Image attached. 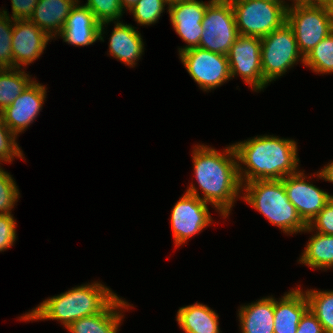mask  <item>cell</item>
Listing matches in <instances>:
<instances>
[{
	"label": "cell",
	"mask_w": 333,
	"mask_h": 333,
	"mask_svg": "<svg viewBox=\"0 0 333 333\" xmlns=\"http://www.w3.org/2000/svg\"><path fill=\"white\" fill-rule=\"evenodd\" d=\"M78 2V0H39L30 21L51 38L56 34L59 36L66 18Z\"/></svg>",
	"instance_id": "ac0fdd59"
},
{
	"label": "cell",
	"mask_w": 333,
	"mask_h": 333,
	"mask_svg": "<svg viewBox=\"0 0 333 333\" xmlns=\"http://www.w3.org/2000/svg\"><path fill=\"white\" fill-rule=\"evenodd\" d=\"M245 184H242L246 191L243 198L263 214L270 223L280 227L288 234L302 232L306 229L307 224L286 195L282 179L254 180Z\"/></svg>",
	"instance_id": "277c9868"
},
{
	"label": "cell",
	"mask_w": 333,
	"mask_h": 333,
	"mask_svg": "<svg viewBox=\"0 0 333 333\" xmlns=\"http://www.w3.org/2000/svg\"><path fill=\"white\" fill-rule=\"evenodd\" d=\"M242 333H274V298H262L240 307Z\"/></svg>",
	"instance_id": "44dd1931"
},
{
	"label": "cell",
	"mask_w": 333,
	"mask_h": 333,
	"mask_svg": "<svg viewBox=\"0 0 333 333\" xmlns=\"http://www.w3.org/2000/svg\"><path fill=\"white\" fill-rule=\"evenodd\" d=\"M299 262L324 270L333 267V235L317 232L310 238Z\"/></svg>",
	"instance_id": "603a6c76"
},
{
	"label": "cell",
	"mask_w": 333,
	"mask_h": 333,
	"mask_svg": "<svg viewBox=\"0 0 333 333\" xmlns=\"http://www.w3.org/2000/svg\"><path fill=\"white\" fill-rule=\"evenodd\" d=\"M195 147L192 156L194 174L204 195L199 198L211 203L226 218L243 188L235 148L232 144L222 154L208 146Z\"/></svg>",
	"instance_id": "6da1fadb"
},
{
	"label": "cell",
	"mask_w": 333,
	"mask_h": 333,
	"mask_svg": "<svg viewBox=\"0 0 333 333\" xmlns=\"http://www.w3.org/2000/svg\"><path fill=\"white\" fill-rule=\"evenodd\" d=\"M199 48L228 55L238 34L230 0H212L202 20Z\"/></svg>",
	"instance_id": "52a82bcc"
},
{
	"label": "cell",
	"mask_w": 333,
	"mask_h": 333,
	"mask_svg": "<svg viewBox=\"0 0 333 333\" xmlns=\"http://www.w3.org/2000/svg\"><path fill=\"white\" fill-rule=\"evenodd\" d=\"M233 146L238 163L241 162L248 168L243 169L238 164L241 184L254 180H281L298 172L299 159L294 140L263 135Z\"/></svg>",
	"instance_id": "7a4b0ae2"
},
{
	"label": "cell",
	"mask_w": 333,
	"mask_h": 333,
	"mask_svg": "<svg viewBox=\"0 0 333 333\" xmlns=\"http://www.w3.org/2000/svg\"><path fill=\"white\" fill-rule=\"evenodd\" d=\"M305 177L303 172L298 171L284 177L282 182L289 201L308 225L333 196L306 182Z\"/></svg>",
	"instance_id": "4fadbf2b"
},
{
	"label": "cell",
	"mask_w": 333,
	"mask_h": 333,
	"mask_svg": "<svg viewBox=\"0 0 333 333\" xmlns=\"http://www.w3.org/2000/svg\"><path fill=\"white\" fill-rule=\"evenodd\" d=\"M16 136L5 125L0 112V161L11 162L14 156L23 158L22 151L16 143Z\"/></svg>",
	"instance_id": "4dcf8cb0"
},
{
	"label": "cell",
	"mask_w": 333,
	"mask_h": 333,
	"mask_svg": "<svg viewBox=\"0 0 333 333\" xmlns=\"http://www.w3.org/2000/svg\"><path fill=\"white\" fill-rule=\"evenodd\" d=\"M29 77L20 68L0 69V112L10 106L32 82Z\"/></svg>",
	"instance_id": "cb8c5ba5"
},
{
	"label": "cell",
	"mask_w": 333,
	"mask_h": 333,
	"mask_svg": "<svg viewBox=\"0 0 333 333\" xmlns=\"http://www.w3.org/2000/svg\"><path fill=\"white\" fill-rule=\"evenodd\" d=\"M13 22V68H20L39 58L51 37L30 20Z\"/></svg>",
	"instance_id": "9a60e30c"
},
{
	"label": "cell",
	"mask_w": 333,
	"mask_h": 333,
	"mask_svg": "<svg viewBox=\"0 0 333 333\" xmlns=\"http://www.w3.org/2000/svg\"><path fill=\"white\" fill-rule=\"evenodd\" d=\"M211 1L204 3L196 0H178L168 5L175 32L188 44L179 50V54L199 46L203 31L202 20Z\"/></svg>",
	"instance_id": "7c38bea8"
},
{
	"label": "cell",
	"mask_w": 333,
	"mask_h": 333,
	"mask_svg": "<svg viewBox=\"0 0 333 333\" xmlns=\"http://www.w3.org/2000/svg\"><path fill=\"white\" fill-rule=\"evenodd\" d=\"M46 97V87L32 81L1 113L8 129L17 137L39 114Z\"/></svg>",
	"instance_id": "5bb4252c"
},
{
	"label": "cell",
	"mask_w": 333,
	"mask_h": 333,
	"mask_svg": "<svg viewBox=\"0 0 333 333\" xmlns=\"http://www.w3.org/2000/svg\"><path fill=\"white\" fill-rule=\"evenodd\" d=\"M2 12H0V67L13 68V24L7 11L3 10Z\"/></svg>",
	"instance_id": "f1b7e54d"
},
{
	"label": "cell",
	"mask_w": 333,
	"mask_h": 333,
	"mask_svg": "<svg viewBox=\"0 0 333 333\" xmlns=\"http://www.w3.org/2000/svg\"><path fill=\"white\" fill-rule=\"evenodd\" d=\"M127 303L117 296L102 312L72 322L67 330L70 333H117L123 317L117 309L128 308Z\"/></svg>",
	"instance_id": "d6986e66"
},
{
	"label": "cell",
	"mask_w": 333,
	"mask_h": 333,
	"mask_svg": "<svg viewBox=\"0 0 333 333\" xmlns=\"http://www.w3.org/2000/svg\"><path fill=\"white\" fill-rule=\"evenodd\" d=\"M286 22L293 30L303 57L333 31V21L323 5H288Z\"/></svg>",
	"instance_id": "ba28073f"
},
{
	"label": "cell",
	"mask_w": 333,
	"mask_h": 333,
	"mask_svg": "<svg viewBox=\"0 0 333 333\" xmlns=\"http://www.w3.org/2000/svg\"><path fill=\"white\" fill-rule=\"evenodd\" d=\"M116 294L101 283L81 285L58 296L44 300L25 314L22 320H60L67 328L72 322L102 312Z\"/></svg>",
	"instance_id": "3957f363"
},
{
	"label": "cell",
	"mask_w": 333,
	"mask_h": 333,
	"mask_svg": "<svg viewBox=\"0 0 333 333\" xmlns=\"http://www.w3.org/2000/svg\"><path fill=\"white\" fill-rule=\"evenodd\" d=\"M189 75L204 91L221 86L231 78L228 56L192 48L179 54Z\"/></svg>",
	"instance_id": "30bf717a"
},
{
	"label": "cell",
	"mask_w": 333,
	"mask_h": 333,
	"mask_svg": "<svg viewBox=\"0 0 333 333\" xmlns=\"http://www.w3.org/2000/svg\"><path fill=\"white\" fill-rule=\"evenodd\" d=\"M16 240V221L12 214H0V251L11 247Z\"/></svg>",
	"instance_id": "d6a6232c"
},
{
	"label": "cell",
	"mask_w": 333,
	"mask_h": 333,
	"mask_svg": "<svg viewBox=\"0 0 333 333\" xmlns=\"http://www.w3.org/2000/svg\"><path fill=\"white\" fill-rule=\"evenodd\" d=\"M85 6L94 14L100 23L99 40L103 41L102 32L104 25L121 18L123 9L119 0H87Z\"/></svg>",
	"instance_id": "4316f807"
},
{
	"label": "cell",
	"mask_w": 333,
	"mask_h": 333,
	"mask_svg": "<svg viewBox=\"0 0 333 333\" xmlns=\"http://www.w3.org/2000/svg\"><path fill=\"white\" fill-rule=\"evenodd\" d=\"M292 5H322L325 0H293Z\"/></svg>",
	"instance_id": "8d00e7d4"
},
{
	"label": "cell",
	"mask_w": 333,
	"mask_h": 333,
	"mask_svg": "<svg viewBox=\"0 0 333 333\" xmlns=\"http://www.w3.org/2000/svg\"><path fill=\"white\" fill-rule=\"evenodd\" d=\"M230 75H241L253 90H261L265 82L261 66V38L238 35L228 53Z\"/></svg>",
	"instance_id": "8fae6325"
},
{
	"label": "cell",
	"mask_w": 333,
	"mask_h": 333,
	"mask_svg": "<svg viewBox=\"0 0 333 333\" xmlns=\"http://www.w3.org/2000/svg\"><path fill=\"white\" fill-rule=\"evenodd\" d=\"M39 0H11L12 20H30Z\"/></svg>",
	"instance_id": "836d02e7"
},
{
	"label": "cell",
	"mask_w": 333,
	"mask_h": 333,
	"mask_svg": "<svg viewBox=\"0 0 333 333\" xmlns=\"http://www.w3.org/2000/svg\"><path fill=\"white\" fill-rule=\"evenodd\" d=\"M299 289L289 291L280 299H274V333H296L298 324L309 309L305 293Z\"/></svg>",
	"instance_id": "e0dca14e"
},
{
	"label": "cell",
	"mask_w": 333,
	"mask_h": 333,
	"mask_svg": "<svg viewBox=\"0 0 333 333\" xmlns=\"http://www.w3.org/2000/svg\"><path fill=\"white\" fill-rule=\"evenodd\" d=\"M138 2V0H119L122 9L131 10V8Z\"/></svg>",
	"instance_id": "f35d334b"
},
{
	"label": "cell",
	"mask_w": 333,
	"mask_h": 333,
	"mask_svg": "<svg viewBox=\"0 0 333 333\" xmlns=\"http://www.w3.org/2000/svg\"><path fill=\"white\" fill-rule=\"evenodd\" d=\"M143 45L141 35L134 27L115 21L109 43V52L114 58L133 67L143 53Z\"/></svg>",
	"instance_id": "ffe728a7"
},
{
	"label": "cell",
	"mask_w": 333,
	"mask_h": 333,
	"mask_svg": "<svg viewBox=\"0 0 333 333\" xmlns=\"http://www.w3.org/2000/svg\"><path fill=\"white\" fill-rule=\"evenodd\" d=\"M318 177L325 179L326 181H330L333 183V161L332 163H328L319 173Z\"/></svg>",
	"instance_id": "d590c367"
},
{
	"label": "cell",
	"mask_w": 333,
	"mask_h": 333,
	"mask_svg": "<svg viewBox=\"0 0 333 333\" xmlns=\"http://www.w3.org/2000/svg\"><path fill=\"white\" fill-rule=\"evenodd\" d=\"M300 57L304 62L293 30L287 22L261 38V66L267 84L282 76Z\"/></svg>",
	"instance_id": "8992f818"
},
{
	"label": "cell",
	"mask_w": 333,
	"mask_h": 333,
	"mask_svg": "<svg viewBox=\"0 0 333 333\" xmlns=\"http://www.w3.org/2000/svg\"><path fill=\"white\" fill-rule=\"evenodd\" d=\"M313 228L320 234L333 235V197L309 222L304 232H311Z\"/></svg>",
	"instance_id": "1f68e13d"
},
{
	"label": "cell",
	"mask_w": 333,
	"mask_h": 333,
	"mask_svg": "<svg viewBox=\"0 0 333 333\" xmlns=\"http://www.w3.org/2000/svg\"><path fill=\"white\" fill-rule=\"evenodd\" d=\"M238 34L262 38L286 22L287 4L275 0H230Z\"/></svg>",
	"instance_id": "5b68a950"
},
{
	"label": "cell",
	"mask_w": 333,
	"mask_h": 333,
	"mask_svg": "<svg viewBox=\"0 0 333 333\" xmlns=\"http://www.w3.org/2000/svg\"><path fill=\"white\" fill-rule=\"evenodd\" d=\"M309 310L317 317L325 333H333V291L305 292Z\"/></svg>",
	"instance_id": "d4e9b609"
},
{
	"label": "cell",
	"mask_w": 333,
	"mask_h": 333,
	"mask_svg": "<svg viewBox=\"0 0 333 333\" xmlns=\"http://www.w3.org/2000/svg\"><path fill=\"white\" fill-rule=\"evenodd\" d=\"M296 333H325L317 317L308 309L298 324Z\"/></svg>",
	"instance_id": "e575fe53"
},
{
	"label": "cell",
	"mask_w": 333,
	"mask_h": 333,
	"mask_svg": "<svg viewBox=\"0 0 333 333\" xmlns=\"http://www.w3.org/2000/svg\"><path fill=\"white\" fill-rule=\"evenodd\" d=\"M19 191L11 175L0 167V214H11Z\"/></svg>",
	"instance_id": "f546056e"
},
{
	"label": "cell",
	"mask_w": 333,
	"mask_h": 333,
	"mask_svg": "<svg viewBox=\"0 0 333 333\" xmlns=\"http://www.w3.org/2000/svg\"><path fill=\"white\" fill-rule=\"evenodd\" d=\"M322 5H323L327 15L333 21V0H325Z\"/></svg>",
	"instance_id": "74e56055"
},
{
	"label": "cell",
	"mask_w": 333,
	"mask_h": 333,
	"mask_svg": "<svg viewBox=\"0 0 333 333\" xmlns=\"http://www.w3.org/2000/svg\"><path fill=\"white\" fill-rule=\"evenodd\" d=\"M303 63L317 73L333 72V31L304 57Z\"/></svg>",
	"instance_id": "484cf974"
},
{
	"label": "cell",
	"mask_w": 333,
	"mask_h": 333,
	"mask_svg": "<svg viewBox=\"0 0 333 333\" xmlns=\"http://www.w3.org/2000/svg\"><path fill=\"white\" fill-rule=\"evenodd\" d=\"M199 197L197 189L191 184L185 195L172 208L171 226L176 246L185 243L211 224L208 203Z\"/></svg>",
	"instance_id": "9c48e42d"
},
{
	"label": "cell",
	"mask_w": 333,
	"mask_h": 333,
	"mask_svg": "<svg viewBox=\"0 0 333 333\" xmlns=\"http://www.w3.org/2000/svg\"><path fill=\"white\" fill-rule=\"evenodd\" d=\"M77 4L66 18L62 32L59 35L64 42L72 45H91L99 40L100 23L85 5Z\"/></svg>",
	"instance_id": "2e32d148"
},
{
	"label": "cell",
	"mask_w": 333,
	"mask_h": 333,
	"mask_svg": "<svg viewBox=\"0 0 333 333\" xmlns=\"http://www.w3.org/2000/svg\"><path fill=\"white\" fill-rule=\"evenodd\" d=\"M176 320L185 333H220L218 314L197 302L181 307Z\"/></svg>",
	"instance_id": "7402d4cb"
},
{
	"label": "cell",
	"mask_w": 333,
	"mask_h": 333,
	"mask_svg": "<svg viewBox=\"0 0 333 333\" xmlns=\"http://www.w3.org/2000/svg\"><path fill=\"white\" fill-rule=\"evenodd\" d=\"M165 4H170L168 0H138L129 10L133 13L135 21L140 25H150L156 23L164 11Z\"/></svg>",
	"instance_id": "83f0119b"
}]
</instances>
